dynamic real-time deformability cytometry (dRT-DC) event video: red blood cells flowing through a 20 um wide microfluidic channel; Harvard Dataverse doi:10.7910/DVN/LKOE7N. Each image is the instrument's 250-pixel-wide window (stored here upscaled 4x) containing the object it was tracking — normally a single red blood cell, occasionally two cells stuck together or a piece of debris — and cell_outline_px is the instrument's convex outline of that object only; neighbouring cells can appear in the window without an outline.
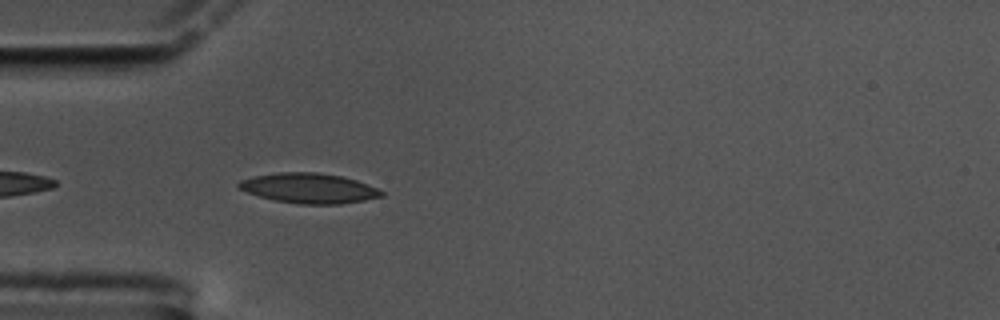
{"species": "common noctule bat (a hibernating species)", "species_latin": "Nyctalus noctula", "temperature_condition": "cold", "stored_images_in_passage": 33, "camera_frame_rate_fps": 3000, "um_per_image_px": 0.085, "animal": {"sex": "male", "body_mass_g": 17.5, "forearm_length_mm": 52.3}, "frame": {"image": 1, "passage_image": 3, "time_ms": 0.667, "image_size_px": [1000, 320], "cell_outline_px": [[384, 196], [364, 200], [340, 204], [300, 204], [276, 200], [260, 196], [248, 192], [240, 188], [236, 184], [240, 180], [256, 176], [280, 172], [316, 172], [344, 176], [356, 180], [376, 188], [384, 192]], "centroid_in_image_um": [26.29, 15.99], "position_along_channel_um": 58.7, "area_um2": 24.74}}
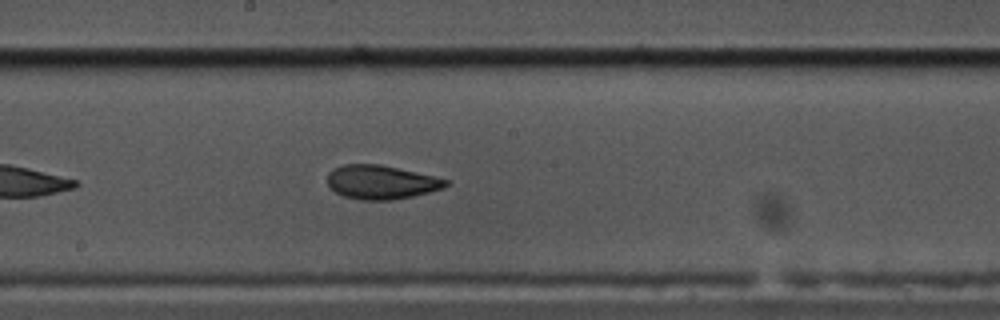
{"frame": {"image": 2, "passage_image": 17, "time_ms": 5.333, "image_size_px": [1000, 320], "cell_outline_px": [[448, 184], [444, 188], [412, 196], [392, 200], [360, 200], [344, 196], [336, 192], [328, 184], [328, 172], [332, 168], [344, 164], [380, 164], [432, 176], [448, 180]], "centroid_in_image_um": [32.36, 15.48], "position_along_channel_um": 215.8, "area_um2": 23.18}}
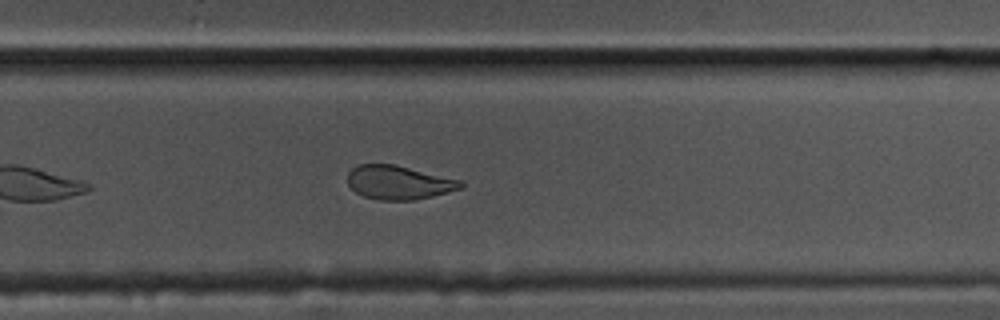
{"frame": {"image": 3, "passage_image": 24, "time_ms": 7.667, "image_size_px": [1000, 320], "cell_outline_px": [[464, 184], [460, 188], [448, 192], [432, 196], [412, 200], [380, 200], [364, 196], [356, 192], [348, 184], [348, 172], [352, 168], [360, 164], [396, 164], [460, 180]], "centroid_in_image_um": [33.87, 15.5], "position_along_channel_um": 295.9, "area_um2": 22.14}, "authors_computed_cell_mechanics": {"area_um2": 23.0044, "velocity_mm_per_s": 3.4411, "shape_relaxation_time_tau1_ms": 4.8402, "shape_relaxation_time_tau2_ms": 2.8047, "deformation_change_tau1": 0.1487, "deformation_change_tau2": 0.0837}}